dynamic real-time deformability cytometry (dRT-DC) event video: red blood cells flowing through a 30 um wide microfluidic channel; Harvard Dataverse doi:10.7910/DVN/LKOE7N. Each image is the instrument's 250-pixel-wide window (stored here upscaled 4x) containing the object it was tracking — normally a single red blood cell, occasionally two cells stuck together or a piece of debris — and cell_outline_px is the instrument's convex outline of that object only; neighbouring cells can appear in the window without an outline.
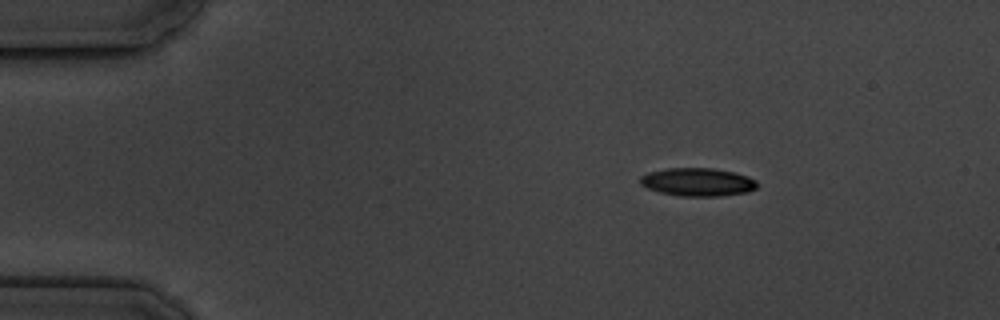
{"species": "common noctule bat (a hibernating species)", "species_latin": "Nyctalus noctula", "temperature_condition": "cold", "stored_images_in_passage": 3, "camera_frame_rate_fps": 3000, "um_per_image_px": 0.085, "animal": {"sex": "male", "body_mass_g": 19.5, "forearm_length_mm": 54.6}, "frame": {"image": 1, "passage_image": 1, "time_ms": 0.0, "image_size_px": [1000, 320], "cell_outline_px": [[756, 188], [748, 192], [720, 196], [680, 196], [660, 192], [648, 188], [640, 184], [640, 176], [648, 172], [664, 168], [712, 168], [736, 172], [748, 176], [756, 180]], "centroid_in_image_um": [59.3, 15.46], "position_along_channel_um": 25.7, "area_um2": 19.31}}